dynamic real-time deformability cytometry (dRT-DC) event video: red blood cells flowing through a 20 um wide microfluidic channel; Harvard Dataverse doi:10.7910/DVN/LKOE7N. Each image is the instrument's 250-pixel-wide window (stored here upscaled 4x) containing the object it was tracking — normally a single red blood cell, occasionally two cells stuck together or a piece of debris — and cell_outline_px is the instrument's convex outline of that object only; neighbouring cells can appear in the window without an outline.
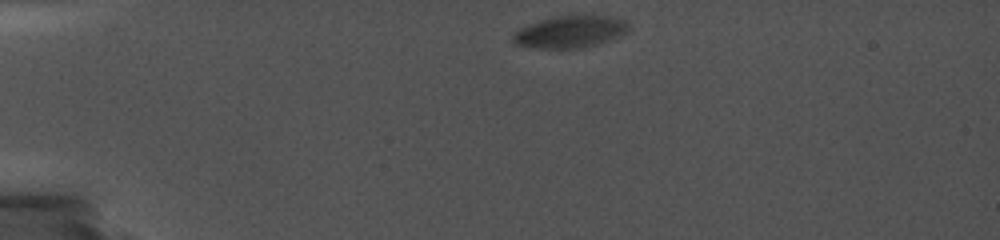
{"species": "common noctule bat (a hibernating species)", "species_latin": "Nyctalus noctula", "temperature_condition": "cold", "stored_images_in_passage": 10, "camera_frame_rate_fps": 5000, "um_per_image_px": 0.085, "animal": {"sex": "female", "body_mass_g": 19.0, "forearm_length_mm": 56.7}, "frame": {"image": 1, "passage_image": 1, "time_ms": 0.0, "image_size_px": [1000, 240], "cell_outline_px": [[628, 32], [620, 36], [596, 44], [580, 48], [536, 48], [516, 44], [512, 40], [512, 36], [520, 28], [528, 24], [552, 16], [608, 16], [624, 20], [628, 24]], "centroid_in_image_um": [48.45, 2.7], "position_along_channel_um": 36.6, "area_um2": 21.33}}